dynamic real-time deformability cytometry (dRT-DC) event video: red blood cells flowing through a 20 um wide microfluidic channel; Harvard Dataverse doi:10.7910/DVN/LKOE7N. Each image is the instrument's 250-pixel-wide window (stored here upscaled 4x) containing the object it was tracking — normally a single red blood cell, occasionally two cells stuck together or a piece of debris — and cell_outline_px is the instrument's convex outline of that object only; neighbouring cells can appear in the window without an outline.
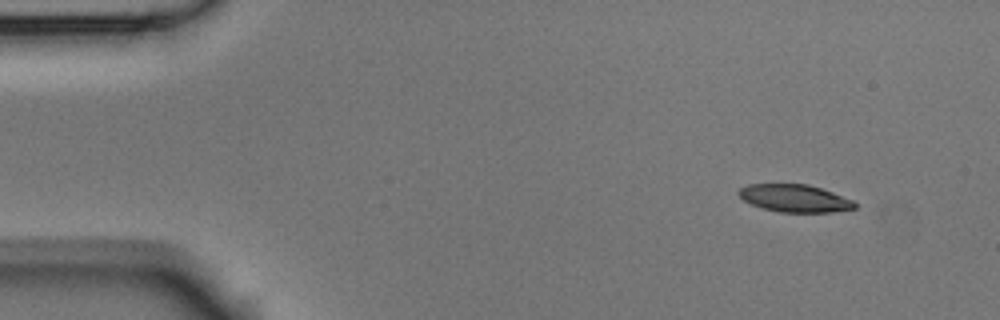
{"species": "Egyptian fruit bat (a non-hibernating species)", "species_latin": "Rousettus aegyptiacus", "temperature_condition": "room temperature", "stored_images_in_passage": 3, "camera_frame_rate_fps": 3000, "um_per_image_px": 0.085, "animal": {"sex": "male"}, "frame": {"image": 1, "passage_image": 1, "time_ms": 0.0, "image_size_px": [1000, 320], "cell_outline_px": [[856, 208], [832, 212], [780, 212], [760, 208], [744, 200], [736, 192], [740, 188], [748, 184], [808, 184], [832, 192], [852, 200], [856, 204]], "centroid_in_image_um": [67.52, 16.85], "position_along_channel_um": 17.5, "area_um2": 18.55}}
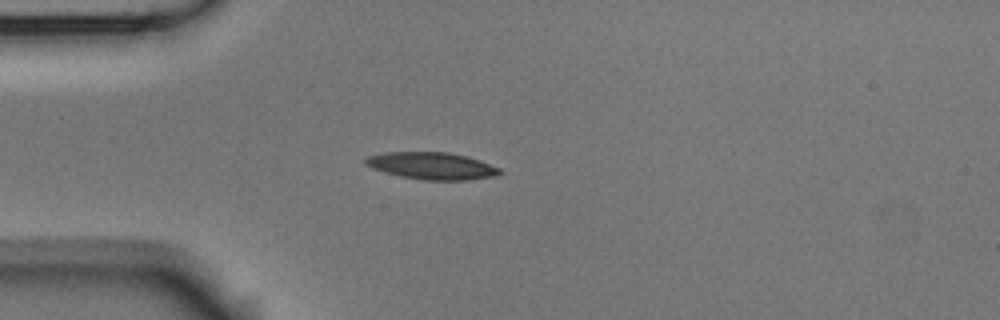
{"frame": {"image": 2, "passage_image": 3, "time_ms": 0.667, "image_size_px": [1000, 320], "cell_outline_px": [[504, 172], [496, 176], [468, 180], [424, 180], [400, 176], [384, 172], [372, 168], [364, 164], [364, 160], [368, 156], [388, 152], [448, 152], [480, 160], [500, 168]], "centroid_in_image_um": [36.72, 14.1], "position_along_channel_um": 48.3, "area_um2": 21.21}}